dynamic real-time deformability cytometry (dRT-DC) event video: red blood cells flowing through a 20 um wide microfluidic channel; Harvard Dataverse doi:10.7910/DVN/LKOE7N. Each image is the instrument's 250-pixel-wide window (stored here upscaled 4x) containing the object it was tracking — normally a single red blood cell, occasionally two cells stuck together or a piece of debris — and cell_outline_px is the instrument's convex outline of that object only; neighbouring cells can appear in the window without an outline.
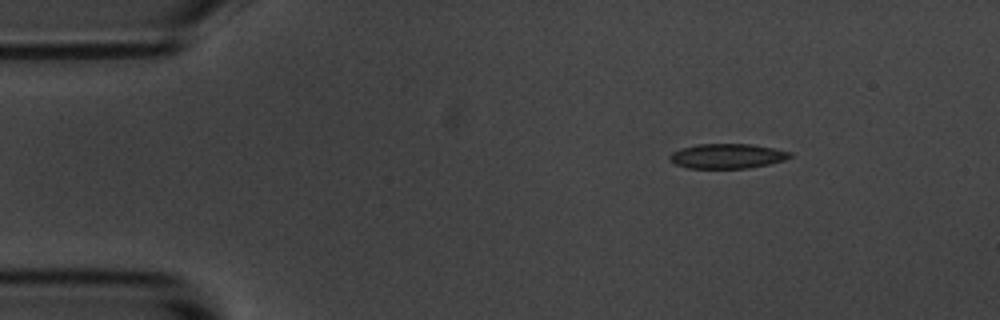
{"species": "common noctule bat (a hibernating species)", "species_latin": "Nyctalus noctula", "temperature_condition": "room temperature", "stored_images_in_passage": 4, "camera_frame_rate_fps": 3000, "um_per_image_px": 0.085, "animal": {"sex": "male", "body_mass_g": 20.1, "forearm_length_mm": 53.5}, "frame": {"image": 1, "passage_image": 1, "time_ms": 0.0, "image_size_px": [1000, 320], "cell_outline_px": [[792, 156], [784, 160], [768, 164], [748, 168], [688, 168], [676, 164], [668, 160], [668, 156], [672, 152], [680, 148], [696, 144], [752, 144], [792, 152]], "centroid_in_image_um": [61.78, 13.26], "position_along_channel_um": 23.2, "area_um2": 17.4}}
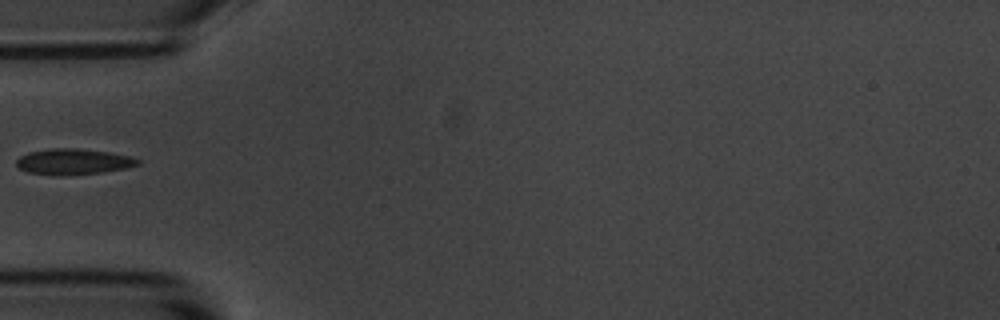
{"frame": {"image": 2, "passage_image": 3, "time_ms": 3.333, "image_size_px": [1000, 320], "cell_outline_px": [[140, 164], [124, 168], [104, 172], [64, 176], [28, 172], [20, 168], [16, 164], [16, 160], [20, 156], [28, 152], [52, 148], [76, 148], [108, 152], [128, 156], [140, 160]], "centroid_in_image_um": [6.21, 13.74], "position_along_channel_um": 78.8, "area_um2": 18.15}}